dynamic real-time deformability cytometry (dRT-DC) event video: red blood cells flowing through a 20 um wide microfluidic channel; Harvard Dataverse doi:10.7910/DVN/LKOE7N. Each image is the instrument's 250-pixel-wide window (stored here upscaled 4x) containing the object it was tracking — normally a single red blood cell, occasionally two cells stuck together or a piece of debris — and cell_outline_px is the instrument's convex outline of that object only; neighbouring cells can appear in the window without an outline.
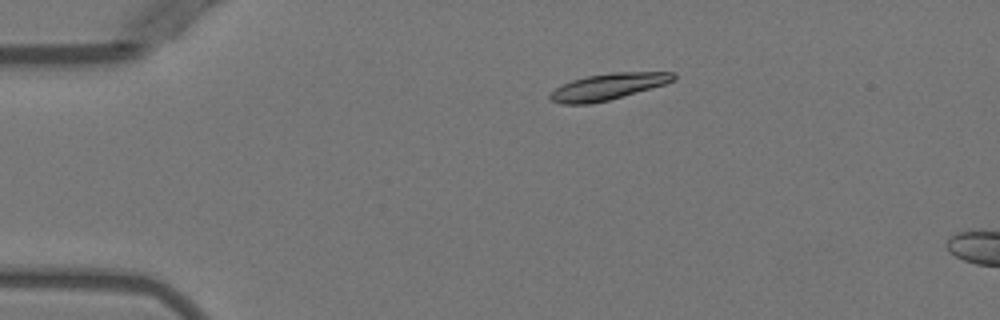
{"species": "Egyptian fruit bat (a non-hibernating species)", "species_latin": "Rousettus aegyptiacus", "temperature_condition": "warm", "stored_images_in_passage": 4, "camera_frame_rate_fps": 3000, "um_per_image_px": 0.085, "animal": {"sex": "female"}, "frame": {"image": 1, "passage_image": 3, "time_ms": 2.333, "image_size_px": [1000, 320], "cell_outline_px": [[676, 80], [664, 84], [608, 100], [592, 104], [560, 104], [548, 100], [548, 96], [556, 88], [572, 80], [588, 76], [612, 72], [676, 72]], "centroid_in_image_um": [51.66, 7.37], "position_along_channel_um": 33.3, "area_um2": 18.84}}